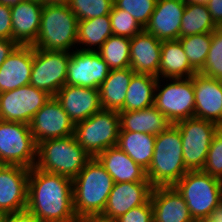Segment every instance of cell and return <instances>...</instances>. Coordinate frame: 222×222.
Listing matches in <instances>:
<instances>
[{
    "label": "cell",
    "mask_w": 222,
    "mask_h": 222,
    "mask_svg": "<svg viewBox=\"0 0 222 222\" xmlns=\"http://www.w3.org/2000/svg\"><path fill=\"white\" fill-rule=\"evenodd\" d=\"M78 19L67 3L44 2L34 48L72 52L77 49Z\"/></svg>",
    "instance_id": "277c9868"
},
{
    "label": "cell",
    "mask_w": 222,
    "mask_h": 222,
    "mask_svg": "<svg viewBox=\"0 0 222 222\" xmlns=\"http://www.w3.org/2000/svg\"><path fill=\"white\" fill-rule=\"evenodd\" d=\"M199 73L222 81V27L212 32L210 49Z\"/></svg>",
    "instance_id": "e575fe53"
},
{
    "label": "cell",
    "mask_w": 222,
    "mask_h": 222,
    "mask_svg": "<svg viewBox=\"0 0 222 222\" xmlns=\"http://www.w3.org/2000/svg\"><path fill=\"white\" fill-rule=\"evenodd\" d=\"M91 158L70 135L38 143L35 167L74 179Z\"/></svg>",
    "instance_id": "5b68a950"
},
{
    "label": "cell",
    "mask_w": 222,
    "mask_h": 222,
    "mask_svg": "<svg viewBox=\"0 0 222 222\" xmlns=\"http://www.w3.org/2000/svg\"><path fill=\"white\" fill-rule=\"evenodd\" d=\"M195 222H209L207 219L205 220H199V221H195Z\"/></svg>",
    "instance_id": "681fc988"
},
{
    "label": "cell",
    "mask_w": 222,
    "mask_h": 222,
    "mask_svg": "<svg viewBox=\"0 0 222 222\" xmlns=\"http://www.w3.org/2000/svg\"><path fill=\"white\" fill-rule=\"evenodd\" d=\"M156 135L120 131L117 146L134 162L147 170L154 154Z\"/></svg>",
    "instance_id": "83f0119b"
},
{
    "label": "cell",
    "mask_w": 222,
    "mask_h": 222,
    "mask_svg": "<svg viewBox=\"0 0 222 222\" xmlns=\"http://www.w3.org/2000/svg\"><path fill=\"white\" fill-rule=\"evenodd\" d=\"M174 187L183 196L194 221L207 219L222 202V181L202 170L188 171Z\"/></svg>",
    "instance_id": "8992f818"
},
{
    "label": "cell",
    "mask_w": 222,
    "mask_h": 222,
    "mask_svg": "<svg viewBox=\"0 0 222 222\" xmlns=\"http://www.w3.org/2000/svg\"><path fill=\"white\" fill-rule=\"evenodd\" d=\"M47 92L28 84L0 93V120L30 124L33 116L50 100Z\"/></svg>",
    "instance_id": "7c38bea8"
},
{
    "label": "cell",
    "mask_w": 222,
    "mask_h": 222,
    "mask_svg": "<svg viewBox=\"0 0 222 222\" xmlns=\"http://www.w3.org/2000/svg\"><path fill=\"white\" fill-rule=\"evenodd\" d=\"M178 40L189 59L191 67L199 73L204 67L210 49L212 33L180 37Z\"/></svg>",
    "instance_id": "d6a6232c"
},
{
    "label": "cell",
    "mask_w": 222,
    "mask_h": 222,
    "mask_svg": "<svg viewBox=\"0 0 222 222\" xmlns=\"http://www.w3.org/2000/svg\"><path fill=\"white\" fill-rule=\"evenodd\" d=\"M96 158L113 178L114 183L149 181L146 170L118 146L107 148Z\"/></svg>",
    "instance_id": "cb8c5ba5"
},
{
    "label": "cell",
    "mask_w": 222,
    "mask_h": 222,
    "mask_svg": "<svg viewBox=\"0 0 222 222\" xmlns=\"http://www.w3.org/2000/svg\"><path fill=\"white\" fill-rule=\"evenodd\" d=\"M34 59L33 46L18 45L0 66V93L28 85Z\"/></svg>",
    "instance_id": "44dd1931"
},
{
    "label": "cell",
    "mask_w": 222,
    "mask_h": 222,
    "mask_svg": "<svg viewBox=\"0 0 222 222\" xmlns=\"http://www.w3.org/2000/svg\"><path fill=\"white\" fill-rule=\"evenodd\" d=\"M28 1H44L45 2V0H28Z\"/></svg>",
    "instance_id": "f907efd6"
},
{
    "label": "cell",
    "mask_w": 222,
    "mask_h": 222,
    "mask_svg": "<svg viewBox=\"0 0 222 222\" xmlns=\"http://www.w3.org/2000/svg\"><path fill=\"white\" fill-rule=\"evenodd\" d=\"M44 1L20 0L11 9L12 40L21 46H32L39 34Z\"/></svg>",
    "instance_id": "d6986e66"
},
{
    "label": "cell",
    "mask_w": 222,
    "mask_h": 222,
    "mask_svg": "<svg viewBox=\"0 0 222 222\" xmlns=\"http://www.w3.org/2000/svg\"><path fill=\"white\" fill-rule=\"evenodd\" d=\"M153 188L150 181L114 183L101 215L119 218L130 209L147 203L151 199Z\"/></svg>",
    "instance_id": "2e32d148"
},
{
    "label": "cell",
    "mask_w": 222,
    "mask_h": 222,
    "mask_svg": "<svg viewBox=\"0 0 222 222\" xmlns=\"http://www.w3.org/2000/svg\"><path fill=\"white\" fill-rule=\"evenodd\" d=\"M66 3L78 21L109 15L114 6V0H68Z\"/></svg>",
    "instance_id": "836d02e7"
},
{
    "label": "cell",
    "mask_w": 222,
    "mask_h": 222,
    "mask_svg": "<svg viewBox=\"0 0 222 222\" xmlns=\"http://www.w3.org/2000/svg\"><path fill=\"white\" fill-rule=\"evenodd\" d=\"M185 7L182 0H157L144 30L160 41L178 40Z\"/></svg>",
    "instance_id": "ffe728a7"
},
{
    "label": "cell",
    "mask_w": 222,
    "mask_h": 222,
    "mask_svg": "<svg viewBox=\"0 0 222 222\" xmlns=\"http://www.w3.org/2000/svg\"><path fill=\"white\" fill-rule=\"evenodd\" d=\"M120 131L158 135L172 123L153 105L136 111H119Z\"/></svg>",
    "instance_id": "d4e9b609"
},
{
    "label": "cell",
    "mask_w": 222,
    "mask_h": 222,
    "mask_svg": "<svg viewBox=\"0 0 222 222\" xmlns=\"http://www.w3.org/2000/svg\"><path fill=\"white\" fill-rule=\"evenodd\" d=\"M18 45L9 39H0V66Z\"/></svg>",
    "instance_id": "7bdbcfd3"
},
{
    "label": "cell",
    "mask_w": 222,
    "mask_h": 222,
    "mask_svg": "<svg viewBox=\"0 0 222 222\" xmlns=\"http://www.w3.org/2000/svg\"><path fill=\"white\" fill-rule=\"evenodd\" d=\"M202 171L222 181V127L213 137Z\"/></svg>",
    "instance_id": "74e56055"
},
{
    "label": "cell",
    "mask_w": 222,
    "mask_h": 222,
    "mask_svg": "<svg viewBox=\"0 0 222 222\" xmlns=\"http://www.w3.org/2000/svg\"><path fill=\"white\" fill-rule=\"evenodd\" d=\"M113 178L99 160L91 158L72 179L73 205L77 218L102 214L113 188Z\"/></svg>",
    "instance_id": "7a4b0ae2"
},
{
    "label": "cell",
    "mask_w": 222,
    "mask_h": 222,
    "mask_svg": "<svg viewBox=\"0 0 222 222\" xmlns=\"http://www.w3.org/2000/svg\"><path fill=\"white\" fill-rule=\"evenodd\" d=\"M120 129L119 112L102 109L76 123L74 137L78 144L95 158L107 148L117 146Z\"/></svg>",
    "instance_id": "52a82bcc"
},
{
    "label": "cell",
    "mask_w": 222,
    "mask_h": 222,
    "mask_svg": "<svg viewBox=\"0 0 222 222\" xmlns=\"http://www.w3.org/2000/svg\"><path fill=\"white\" fill-rule=\"evenodd\" d=\"M0 222H41L34 214L29 212L27 209L2 215Z\"/></svg>",
    "instance_id": "60d3db41"
},
{
    "label": "cell",
    "mask_w": 222,
    "mask_h": 222,
    "mask_svg": "<svg viewBox=\"0 0 222 222\" xmlns=\"http://www.w3.org/2000/svg\"><path fill=\"white\" fill-rule=\"evenodd\" d=\"M70 52L34 48L29 84L54 97L66 84Z\"/></svg>",
    "instance_id": "8fae6325"
},
{
    "label": "cell",
    "mask_w": 222,
    "mask_h": 222,
    "mask_svg": "<svg viewBox=\"0 0 222 222\" xmlns=\"http://www.w3.org/2000/svg\"><path fill=\"white\" fill-rule=\"evenodd\" d=\"M0 39L12 40L10 6L0 4Z\"/></svg>",
    "instance_id": "ab89813d"
},
{
    "label": "cell",
    "mask_w": 222,
    "mask_h": 222,
    "mask_svg": "<svg viewBox=\"0 0 222 222\" xmlns=\"http://www.w3.org/2000/svg\"><path fill=\"white\" fill-rule=\"evenodd\" d=\"M157 0H114V5L128 12L143 27L148 24Z\"/></svg>",
    "instance_id": "8d00e7d4"
},
{
    "label": "cell",
    "mask_w": 222,
    "mask_h": 222,
    "mask_svg": "<svg viewBox=\"0 0 222 222\" xmlns=\"http://www.w3.org/2000/svg\"><path fill=\"white\" fill-rule=\"evenodd\" d=\"M113 35L132 38L144 28L128 12L113 6L109 14Z\"/></svg>",
    "instance_id": "d590c367"
},
{
    "label": "cell",
    "mask_w": 222,
    "mask_h": 222,
    "mask_svg": "<svg viewBox=\"0 0 222 222\" xmlns=\"http://www.w3.org/2000/svg\"><path fill=\"white\" fill-rule=\"evenodd\" d=\"M20 0H0V4L7 5V6H13L16 5Z\"/></svg>",
    "instance_id": "bcb514c9"
},
{
    "label": "cell",
    "mask_w": 222,
    "mask_h": 222,
    "mask_svg": "<svg viewBox=\"0 0 222 222\" xmlns=\"http://www.w3.org/2000/svg\"><path fill=\"white\" fill-rule=\"evenodd\" d=\"M150 201L153 222H195L183 196L174 186L154 187Z\"/></svg>",
    "instance_id": "603a6c76"
},
{
    "label": "cell",
    "mask_w": 222,
    "mask_h": 222,
    "mask_svg": "<svg viewBox=\"0 0 222 222\" xmlns=\"http://www.w3.org/2000/svg\"><path fill=\"white\" fill-rule=\"evenodd\" d=\"M158 77L135 73L129 83L123 111H136L154 105Z\"/></svg>",
    "instance_id": "f546056e"
},
{
    "label": "cell",
    "mask_w": 222,
    "mask_h": 222,
    "mask_svg": "<svg viewBox=\"0 0 222 222\" xmlns=\"http://www.w3.org/2000/svg\"><path fill=\"white\" fill-rule=\"evenodd\" d=\"M74 124L86 120L103 108L99 89L64 85L54 96Z\"/></svg>",
    "instance_id": "ac0fdd59"
},
{
    "label": "cell",
    "mask_w": 222,
    "mask_h": 222,
    "mask_svg": "<svg viewBox=\"0 0 222 222\" xmlns=\"http://www.w3.org/2000/svg\"><path fill=\"white\" fill-rule=\"evenodd\" d=\"M79 222H117L116 219L107 218L103 215H89L79 220Z\"/></svg>",
    "instance_id": "ee69618b"
},
{
    "label": "cell",
    "mask_w": 222,
    "mask_h": 222,
    "mask_svg": "<svg viewBox=\"0 0 222 222\" xmlns=\"http://www.w3.org/2000/svg\"><path fill=\"white\" fill-rule=\"evenodd\" d=\"M196 73L179 40L162 41L159 78H190Z\"/></svg>",
    "instance_id": "484cf974"
},
{
    "label": "cell",
    "mask_w": 222,
    "mask_h": 222,
    "mask_svg": "<svg viewBox=\"0 0 222 222\" xmlns=\"http://www.w3.org/2000/svg\"><path fill=\"white\" fill-rule=\"evenodd\" d=\"M26 209L41 222H79L73 205L72 179L32 167Z\"/></svg>",
    "instance_id": "6da1fadb"
},
{
    "label": "cell",
    "mask_w": 222,
    "mask_h": 222,
    "mask_svg": "<svg viewBox=\"0 0 222 222\" xmlns=\"http://www.w3.org/2000/svg\"><path fill=\"white\" fill-rule=\"evenodd\" d=\"M112 35L113 32L109 15L79 20L77 49L83 51H98L103 43Z\"/></svg>",
    "instance_id": "f1b7e54d"
},
{
    "label": "cell",
    "mask_w": 222,
    "mask_h": 222,
    "mask_svg": "<svg viewBox=\"0 0 222 222\" xmlns=\"http://www.w3.org/2000/svg\"><path fill=\"white\" fill-rule=\"evenodd\" d=\"M117 222H153V208L149 200L144 205L130 209L116 219Z\"/></svg>",
    "instance_id": "f35d334b"
},
{
    "label": "cell",
    "mask_w": 222,
    "mask_h": 222,
    "mask_svg": "<svg viewBox=\"0 0 222 222\" xmlns=\"http://www.w3.org/2000/svg\"><path fill=\"white\" fill-rule=\"evenodd\" d=\"M30 131L36 144L50 139L74 135L75 124L55 97L33 116Z\"/></svg>",
    "instance_id": "9a60e30c"
},
{
    "label": "cell",
    "mask_w": 222,
    "mask_h": 222,
    "mask_svg": "<svg viewBox=\"0 0 222 222\" xmlns=\"http://www.w3.org/2000/svg\"><path fill=\"white\" fill-rule=\"evenodd\" d=\"M219 26L214 22L205 3L186 4L181 18L180 37L212 33Z\"/></svg>",
    "instance_id": "4dcf8cb0"
},
{
    "label": "cell",
    "mask_w": 222,
    "mask_h": 222,
    "mask_svg": "<svg viewBox=\"0 0 222 222\" xmlns=\"http://www.w3.org/2000/svg\"><path fill=\"white\" fill-rule=\"evenodd\" d=\"M162 41L145 30L131 38L130 68L137 74L159 78Z\"/></svg>",
    "instance_id": "7402d4cb"
},
{
    "label": "cell",
    "mask_w": 222,
    "mask_h": 222,
    "mask_svg": "<svg viewBox=\"0 0 222 222\" xmlns=\"http://www.w3.org/2000/svg\"><path fill=\"white\" fill-rule=\"evenodd\" d=\"M175 125L180 130L186 169L188 171L202 170L210 144L220 126L196 117L178 121Z\"/></svg>",
    "instance_id": "30bf717a"
},
{
    "label": "cell",
    "mask_w": 222,
    "mask_h": 222,
    "mask_svg": "<svg viewBox=\"0 0 222 222\" xmlns=\"http://www.w3.org/2000/svg\"><path fill=\"white\" fill-rule=\"evenodd\" d=\"M29 168L0 164V215L26 210Z\"/></svg>",
    "instance_id": "5bb4252c"
},
{
    "label": "cell",
    "mask_w": 222,
    "mask_h": 222,
    "mask_svg": "<svg viewBox=\"0 0 222 222\" xmlns=\"http://www.w3.org/2000/svg\"><path fill=\"white\" fill-rule=\"evenodd\" d=\"M185 4H200L205 3L206 0H182Z\"/></svg>",
    "instance_id": "7dc6e473"
},
{
    "label": "cell",
    "mask_w": 222,
    "mask_h": 222,
    "mask_svg": "<svg viewBox=\"0 0 222 222\" xmlns=\"http://www.w3.org/2000/svg\"><path fill=\"white\" fill-rule=\"evenodd\" d=\"M154 106L172 123L194 117L195 95L190 78H158Z\"/></svg>",
    "instance_id": "ba28073f"
},
{
    "label": "cell",
    "mask_w": 222,
    "mask_h": 222,
    "mask_svg": "<svg viewBox=\"0 0 222 222\" xmlns=\"http://www.w3.org/2000/svg\"><path fill=\"white\" fill-rule=\"evenodd\" d=\"M134 74L130 67L110 70L99 87L101 106L104 110L123 111L126 92Z\"/></svg>",
    "instance_id": "4316f807"
},
{
    "label": "cell",
    "mask_w": 222,
    "mask_h": 222,
    "mask_svg": "<svg viewBox=\"0 0 222 222\" xmlns=\"http://www.w3.org/2000/svg\"><path fill=\"white\" fill-rule=\"evenodd\" d=\"M110 69L97 51L70 52L66 85L99 89Z\"/></svg>",
    "instance_id": "4fadbf2b"
},
{
    "label": "cell",
    "mask_w": 222,
    "mask_h": 222,
    "mask_svg": "<svg viewBox=\"0 0 222 222\" xmlns=\"http://www.w3.org/2000/svg\"><path fill=\"white\" fill-rule=\"evenodd\" d=\"M188 170L183 161L182 139L175 124L156 135L154 154L147 179L153 187L174 186Z\"/></svg>",
    "instance_id": "3957f363"
},
{
    "label": "cell",
    "mask_w": 222,
    "mask_h": 222,
    "mask_svg": "<svg viewBox=\"0 0 222 222\" xmlns=\"http://www.w3.org/2000/svg\"><path fill=\"white\" fill-rule=\"evenodd\" d=\"M205 4L214 22L222 27V0H206Z\"/></svg>",
    "instance_id": "b9f144b4"
},
{
    "label": "cell",
    "mask_w": 222,
    "mask_h": 222,
    "mask_svg": "<svg viewBox=\"0 0 222 222\" xmlns=\"http://www.w3.org/2000/svg\"><path fill=\"white\" fill-rule=\"evenodd\" d=\"M130 41V38L112 35L99 48L97 53L110 70L130 67Z\"/></svg>",
    "instance_id": "1f68e13d"
},
{
    "label": "cell",
    "mask_w": 222,
    "mask_h": 222,
    "mask_svg": "<svg viewBox=\"0 0 222 222\" xmlns=\"http://www.w3.org/2000/svg\"><path fill=\"white\" fill-rule=\"evenodd\" d=\"M194 117L222 127V81L201 73L193 75Z\"/></svg>",
    "instance_id": "e0dca14e"
},
{
    "label": "cell",
    "mask_w": 222,
    "mask_h": 222,
    "mask_svg": "<svg viewBox=\"0 0 222 222\" xmlns=\"http://www.w3.org/2000/svg\"><path fill=\"white\" fill-rule=\"evenodd\" d=\"M68 0H45V2H60V3H66Z\"/></svg>",
    "instance_id": "c3c4849f"
},
{
    "label": "cell",
    "mask_w": 222,
    "mask_h": 222,
    "mask_svg": "<svg viewBox=\"0 0 222 222\" xmlns=\"http://www.w3.org/2000/svg\"><path fill=\"white\" fill-rule=\"evenodd\" d=\"M207 220L209 222H222V202L211 212Z\"/></svg>",
    "instance_id": "f6af8a7d"
},
{
    "label": "cell",
    "mask_w": 222,
    "mask_h": 222,
    "mask_svg": "<svg viewBox=\"0 0 222 222\" xmlns=\"http://www.w3.org/2000/svg\"><path fill=\"white\" fill-rule=\"evenodd\" d=\"M37 160V144L30 126L22 122L0 120V164L31 169Z\"/></svg>",
    "instance_id": "9c48e42d"
}]
</instances>
